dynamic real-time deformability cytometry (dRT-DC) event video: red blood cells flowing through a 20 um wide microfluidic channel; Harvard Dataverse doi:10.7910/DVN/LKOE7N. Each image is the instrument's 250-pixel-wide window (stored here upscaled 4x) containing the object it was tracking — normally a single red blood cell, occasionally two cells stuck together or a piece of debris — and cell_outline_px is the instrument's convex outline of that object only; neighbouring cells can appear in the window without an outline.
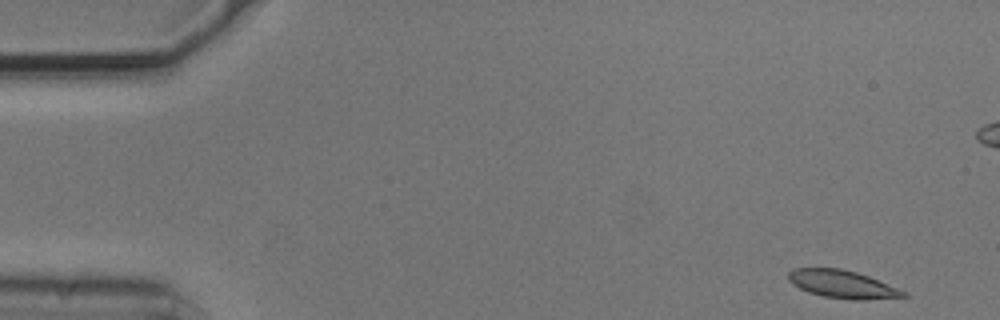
{"species": "common noctule bat (a hibernating species)", "species_latin": "Nyctalus noctula", "temperature_condition": "cold", "stored_images_in_passage": 13, "camera_frame_rate_fps": 3000, "um_per_image_px": 0.085, "animal": {"sex": "male", "body_mass_g": 20.5, "forearm_length_mm": 52.5}, "frame": {"image": 1, "passage_image": 1, "time_ms": 0.0, "image_size_px": [1000, 320], "cell_outline_px": [[908, 296], [864, 300], [856, 300], [824, 296], [808, 292], [792, 284], [788, 280], [788, 272], [792, 268], [840, 268], [856, 272], [868, 276], [908, 292]], "centroid_in_image_um": [71.59, 24.15], "position_along_channel_um": 13.4, "area_um2": 18.61}}